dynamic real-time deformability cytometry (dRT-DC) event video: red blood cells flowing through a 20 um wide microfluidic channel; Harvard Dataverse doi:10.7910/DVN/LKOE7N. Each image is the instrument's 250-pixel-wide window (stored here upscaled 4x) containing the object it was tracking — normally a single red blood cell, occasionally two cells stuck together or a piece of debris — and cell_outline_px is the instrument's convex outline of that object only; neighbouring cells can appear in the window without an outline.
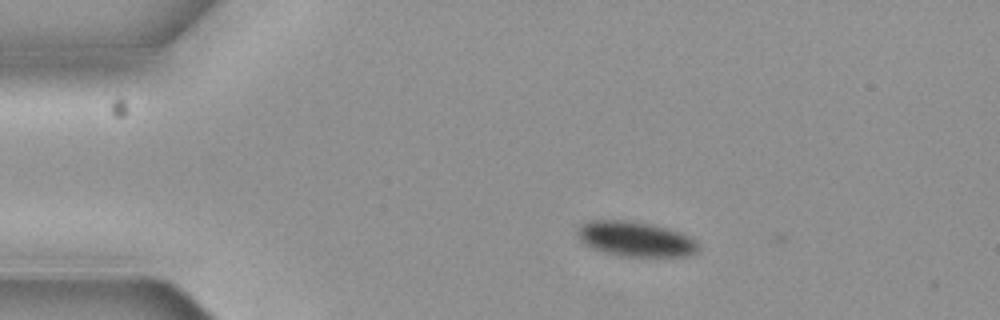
{"species": "common noctule bat (a hibernating species)", "species_latin": "Nyctalus noctula", "temperature_condition": "cold", "stored_images_in_passage": 5, "camera_frame_rate_fps": 3000, "um_per_image_px": 0.085, "animal": {"sex": "female", "body_mass_g": 19.3, "forearm_length_mm": 54.1}, "frame": {"image": 1, "passage_image": 1, "time_ms": 0.0, "image_size_px": [1000, 320], "cell_outline_px": [[700, 252], [692, 256], [616, 256], [592, 248], [584, 244], [580, 240], [576, 232], [580, 224], [588, 220], [628, 220], [652, 224], [668, 228], [680, 232], [696, 240], [700, 244]], "centroid_in_image_um": [54.04, 20.32], "position_along_channel_um": 31.0, "area_um2": 25.14}}
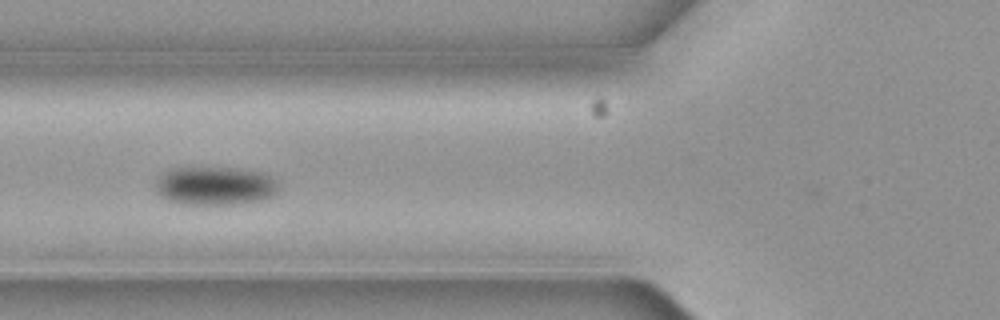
{"frame": {"image": 2, "passage_image": 4, "time_ms": 1.0, "image_size_px": [1000, 320], "cell_outline_px": [[280, 188], [272, 196], [260, 200], [244, 204], [180, 204], [168, 200], [160, 196], [156, 192], [156, 176], [172, 168], [228, 168], [260, 172], [276, 180]], "centroid_in_image_um": [18.24, 15.81], "position_along_channel_um": 107.6, "area_um2": 27.69}}
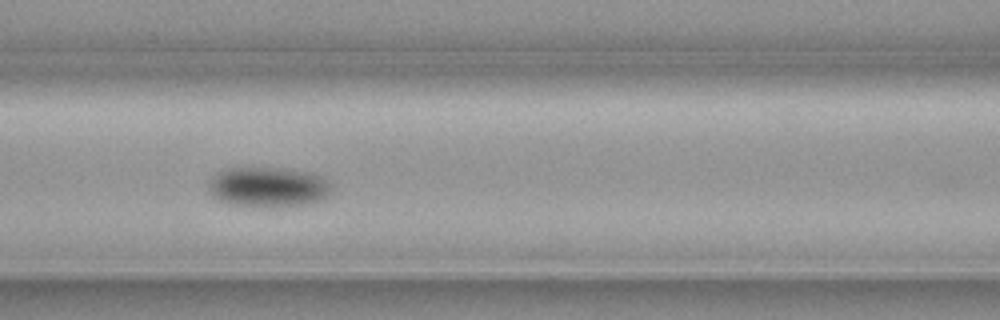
{"frame": {"image": 3, "passage_image": 5, "time_ms": 1.333, "image_size_px": [1000, 320], "cell_outline_px": [[332, 192], [328, 196], [320, 200], [304, 204], [272, 208], [232, 204], [220, 200], [212, 196], [208, 188], [208, 180], [216, 172], [228, 168], [284, 168], [312, 172], [328, 180], [332, 184]], "centroid_in_image_um": [22.81, 15.89], "position_along_channel_um": 143.8, "area_um2": 29.19}}